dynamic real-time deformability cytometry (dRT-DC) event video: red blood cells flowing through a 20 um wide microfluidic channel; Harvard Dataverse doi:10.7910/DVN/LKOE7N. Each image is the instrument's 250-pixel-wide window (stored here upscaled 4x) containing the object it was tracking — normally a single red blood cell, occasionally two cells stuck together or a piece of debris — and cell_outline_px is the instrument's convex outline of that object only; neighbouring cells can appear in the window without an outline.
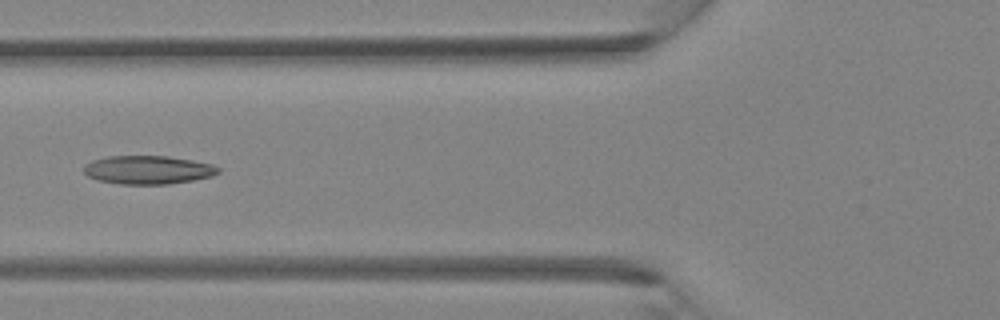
{"species": "Egyptian fruit bat (a non-hibernating species)", "species_latin": "Rousettus aegyptiacus", "temperature_condition": "room temperature", "stored_images_in_passage": 31, "camera_frame_rate_fps": 3000, "um_per_image_px": 0.085, "animal": {"sex": "female"}, "frame": {"image": 1, "passage_image": 7, "time_ms": 2.0, "image_size_px": [1000, 320], "cell_outline_px": [[220, 172], [212, 176], [192, 180], [168, 184], [120, 184], [96, 180], [88, 176], [84, 172], [84, 164], [92, 160], [108, 156], [168, 156], [192, 160], [212, 164], [220, 168]], "centroid_in_image_um": [12.57, 14.43], "position_along_channel_um": 113.2, "area_um2": 22.37}}
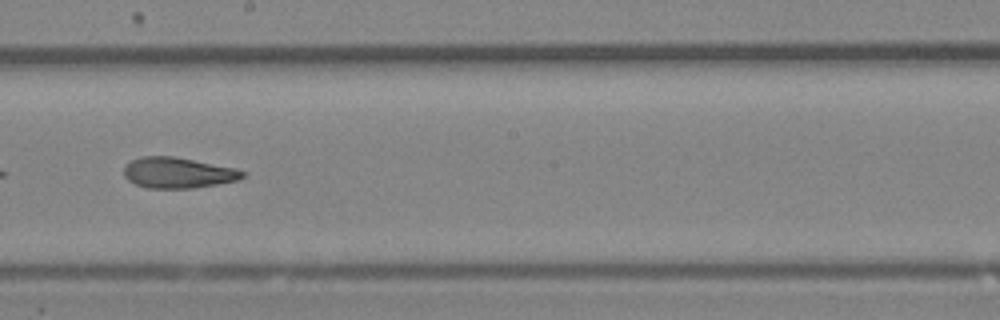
{"frame": {"image": 2, "passage_image": 14, "time_ms": 4.333, "image_size_px": [1000, 320], "cell_outline_px": [[244, 176], [240, 180], [192, 188], [148, 188], [136, 184], [128, 180], [124, 176], [124, 168], [132, 160], [140, 156], [172, 156], [236, 168], [244, 172]], "centroid_in_image_um": [15.12, 14.68], "position_along_channel_um": 233.1, "area_um2": 21.1}}
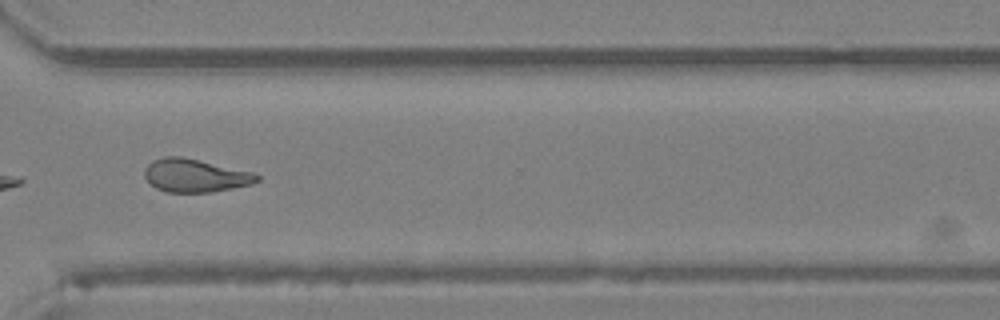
{"frame": {"image": 3, "passage_image": 21, "time_ms": 6.667, "image_size_px": [1000, 320], "cell_outline_px": [[260, 180], [252, 184], [232, 188], [208, 192], [164, 192], [156, 188], [144, 176], [144, 168], [152, 160], [164, 156], [180, 156], [252, 172], [260, 176]], "centroid_in_image_um": [16.56, 14.92], "position_along_channel_um": 354.0, "area_um2": 21.56}}